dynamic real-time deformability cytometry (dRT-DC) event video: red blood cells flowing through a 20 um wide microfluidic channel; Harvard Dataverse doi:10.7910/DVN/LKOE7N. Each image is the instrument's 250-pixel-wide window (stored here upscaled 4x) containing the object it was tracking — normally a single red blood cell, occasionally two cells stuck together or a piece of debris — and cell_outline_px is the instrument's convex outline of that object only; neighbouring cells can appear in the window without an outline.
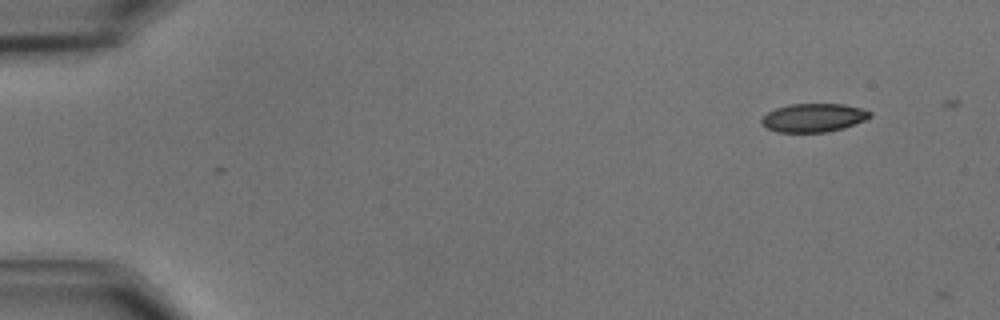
{"species": "common noctule bat (a hibernating species)", "species_latin": "Nyctalus noctula", "temperature_condition": "cold", "stored_images_in_passage": 4, "camera_frame_rate_fps": 3000, "um_per_image_px": 0.085, "animal": {"sex": "male", "body_mass_g": 15.6}, "frame": {"image": 1, "passage_image": 2, "time_ms": 0.333, "image_size_px": [1000, 320], "cell_outline_px": [[872, 116], [864, 120], [828, 132], [776, 132], [760, 124], [760, 120], [768, 112], [776, 108], [788, 104], [844, 104], [860, 108], [872, 112]], "centroid_in_image_um": [69.11, 10.0], "position_along_channel_um": 15.9, "area_um2": 17.86}}